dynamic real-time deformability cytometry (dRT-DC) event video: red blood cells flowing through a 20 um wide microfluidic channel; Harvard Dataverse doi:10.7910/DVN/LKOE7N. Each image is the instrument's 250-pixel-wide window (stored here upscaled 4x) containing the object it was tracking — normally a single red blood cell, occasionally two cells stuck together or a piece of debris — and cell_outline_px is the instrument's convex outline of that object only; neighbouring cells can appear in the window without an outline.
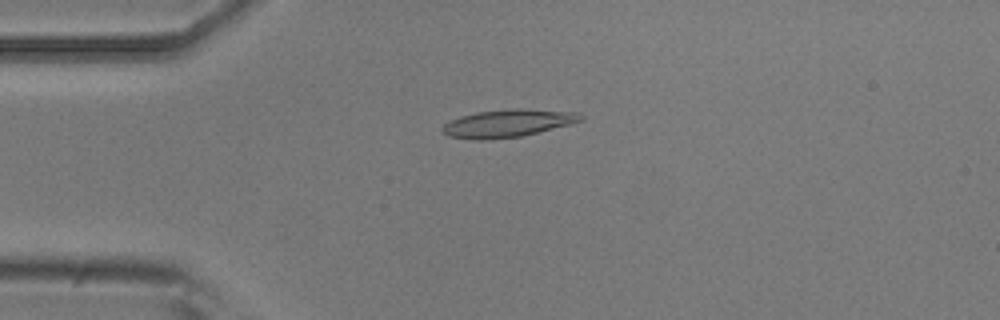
{"species": "common noctule bat (a hibernating species)", "species_latin": "Nyctalus noctula", "temperature_condition": "room temperature", "stored_images_in_passage": 45, "camera_frame_rate_fps": 3000, "um_per_image_px": 0.085, "animal": {"sex": "male", "body_mass_g": 20.5, "forearm_length_mm": 52.5}, "frame": {"image": 1, "passage_image": 6, "time_ms": 1.667, "image_size_px": [1000, 320], "cell_outline_px": [[584, 116], [580, 120], [572, 124], [520, 136], [484, 140], [476, 140], [448, 136], [440, 128], [448, 120], [460, 116], [476, 112], [512, 108], [524, 108], [580, 112]], "centroid_in_image_um": [43.15, 10.46], "position_along_channel_um": 41.8, "area_um2": 22.48}}
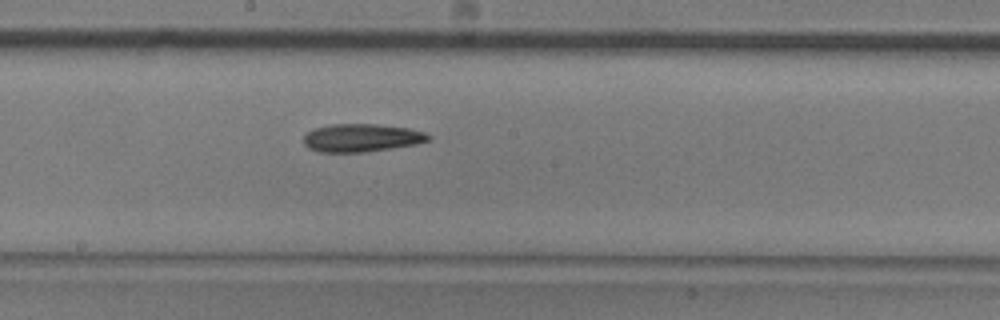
{"frame": {"image": 2, "passage_image": 21, "time_ms": 6.667, "image_size_px": [1000, 320], "cell_outline_px": [[432, 140], [416, 144], [392, 148], [364, 152], [316, 152], [308, 148], [304, 144], [304, 136], [308, 132], [316, 128], [332, 124], [376, 124], [408, 128], [424, 132], [432, 136]], "centroid_in_image_um": [30.75, 11.72], "position_along_channel_um": 217.4, "area_um2": 20.4}}
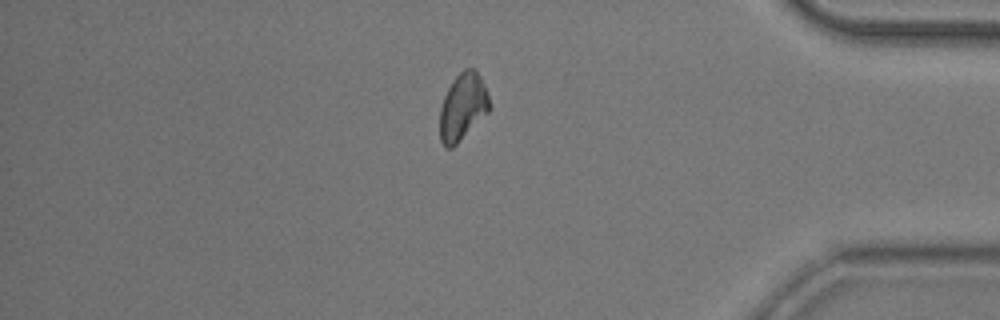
{"frame": {"image": 3, "passage_image": 37, "time_ms": 12.0, "image_size_px": [1000, 320], "cell_outline_px": [[492, 108], [452, 148], [448, 148], [440, 140], [440, 108], [444, 96], [452, 80], [464, 68], [476, 68], [484, 84]], "centroid_in_image_um": [39.34, 9.04], "position_along_channel_um": 395.9, "area_um2": 19.31}, "authors_computed_cell_mechanics": {"area_um2": 20.0566, "velocity_mm_per_s": 3.9383, "shape_relaxation_time_tau1_ms": 9.7234, "shape_relaxation_time_tau2_ms": null, "deformation_change_tau1": 0.2018, "deformation_change_tau2": null}}